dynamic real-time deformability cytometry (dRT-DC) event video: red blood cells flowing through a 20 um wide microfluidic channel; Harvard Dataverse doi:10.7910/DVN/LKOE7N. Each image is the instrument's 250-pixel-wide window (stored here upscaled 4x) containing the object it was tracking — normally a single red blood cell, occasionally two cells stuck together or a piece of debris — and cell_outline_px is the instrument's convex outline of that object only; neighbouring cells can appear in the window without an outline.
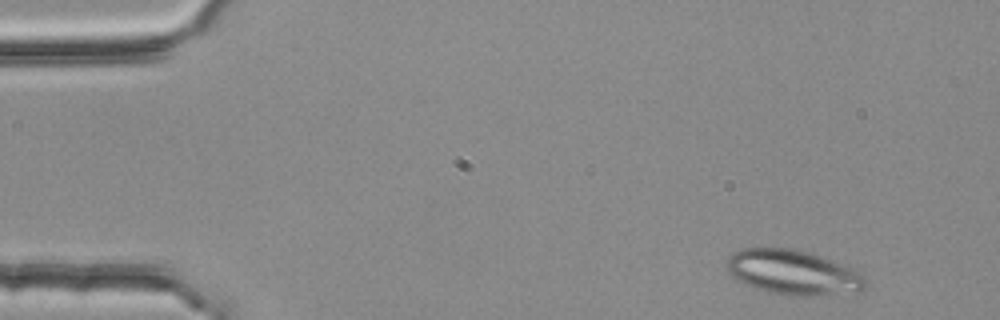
{"species": "common noctule bat (a hibernating species)", "species_latin": "Nyctalus noctula", "temperature_condition": "room temperature", "stored_images_in_passage": 4, "segment_of_instrument_passage": [2, 2], "camera_frame_rate_fps": 3000, "um_per_image_px": 0.085, "animal": {"sex": "female", "body_mass_g": 25.1}, "frame": {"image": 1, "passage_image": 4, "time_ms": 1.0, "image_size_px": [1000, 320], "cell_outline_px": [[868, 284], [860, 292], [808, 296], [788, 296], [768, 292], [736, 280], [728, 272], [728, 256], [740, 248], [792, 248], [808, 252], [832, 260], [864, 272], [868, 276]], "centroid_in_image_um": [67.49, 23.16], "position_along_channel_um": 17.5, "area_um2": 36.7}}